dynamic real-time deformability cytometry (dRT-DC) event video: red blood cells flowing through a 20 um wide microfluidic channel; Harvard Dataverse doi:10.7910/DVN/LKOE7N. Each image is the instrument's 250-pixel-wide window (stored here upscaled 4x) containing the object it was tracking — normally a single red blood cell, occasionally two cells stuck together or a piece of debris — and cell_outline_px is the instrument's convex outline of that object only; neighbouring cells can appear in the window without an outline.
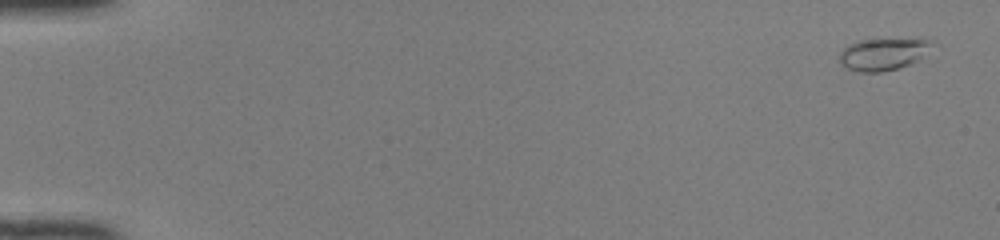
{"species": "common noctule bat (a hibernating species)", "species_latin": "Nyctalus noctula", "temperature_condition": "room temperature", "stored_images_in_passage": 16, "camera_frame_rate_fps": 3000, "um_per_image_px": 0.085, "animal": {"sex": "female", "body_mass_g": 22.0, "forearm_length_mm": 56.7}, "frame": {"image": 1, "passage_image": 1, "time_ms": 0.0, "image_size_px": [1000, 240], "cell_outline_px": [[932, 40], [920, 56], [916, 60], [900, 68], [880, 72], [860, 72], [848, 68], [840, 60], [840, 52], [848, 44], [856, 40]], "centroid_in_image_um": [74.94, 4.62], "position_along_channel_um": 10.1, "area_um2": 16.36}}
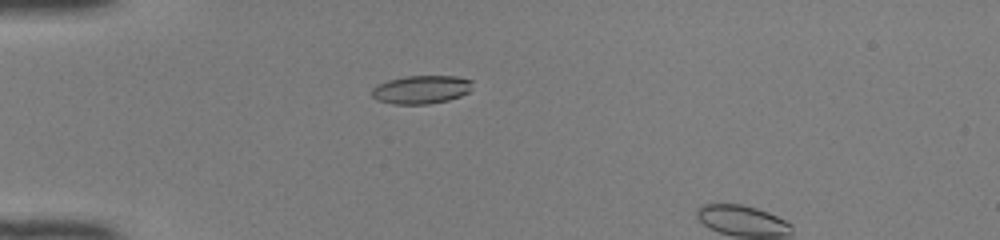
{"frame": {"image": 2, "passage_image": 14, "time_ms": 4.333, "image_size_px": [1000, 240], "cell_outline_px": [[472, 80], [468, 92], [460, 96], [448, 100], [428, 104], [396, 104], [380, 100], [372, 96], [372, 88], [376, 84], [388, 80], [404, 76], [456, 76]], "centroid_in_image_um": [35.79, 7.6], "position_along_channel_um": 49.2, "area_um2": 16.47}}